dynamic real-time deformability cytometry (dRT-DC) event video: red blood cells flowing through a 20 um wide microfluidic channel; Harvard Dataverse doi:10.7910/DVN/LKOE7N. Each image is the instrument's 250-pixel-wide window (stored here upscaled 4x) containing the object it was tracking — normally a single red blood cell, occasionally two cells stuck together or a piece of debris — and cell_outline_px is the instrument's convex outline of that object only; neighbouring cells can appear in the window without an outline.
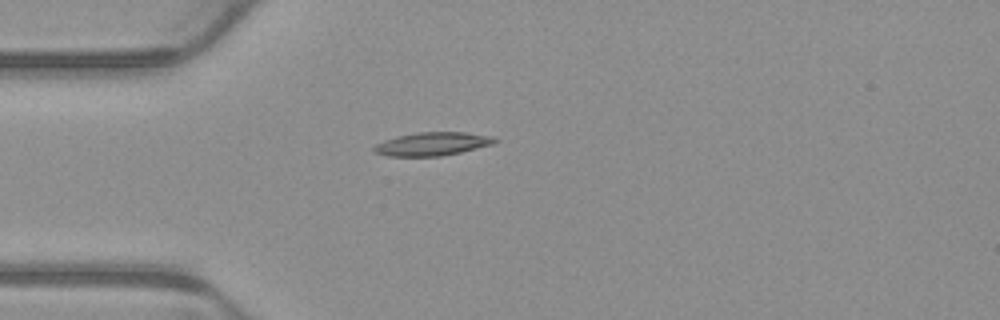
{"species": "common noctule bat (a hibernating species)", "species_latin": "Nyctalus noctula", "temperature_condition": "warm", "stored_images_in_passage": 2, "camera_frame_rate_fps": 3000, "um_per_image_px": 0.085, "animal": {"sex": "male", "body_mass_g": 23.1, "forearm_length_mm": 52.7}, "frame": {"image": 1, "passage_image": 1, "time_ms": 0.0, "image_size_px": [1000, 320], "cell_outline_px": [[500, 140], [492, 144], [460, 152], [440, 156], [388, 156], [372, 152], [372, 148], [376, 144], [384, 140], [396, 136], [420, 132], [464, 132], [492, 136]], "centroid_in_image_um": [36.72, 12.23], "position_along_channel_um": 48.3, "area_um2": 16.42}}